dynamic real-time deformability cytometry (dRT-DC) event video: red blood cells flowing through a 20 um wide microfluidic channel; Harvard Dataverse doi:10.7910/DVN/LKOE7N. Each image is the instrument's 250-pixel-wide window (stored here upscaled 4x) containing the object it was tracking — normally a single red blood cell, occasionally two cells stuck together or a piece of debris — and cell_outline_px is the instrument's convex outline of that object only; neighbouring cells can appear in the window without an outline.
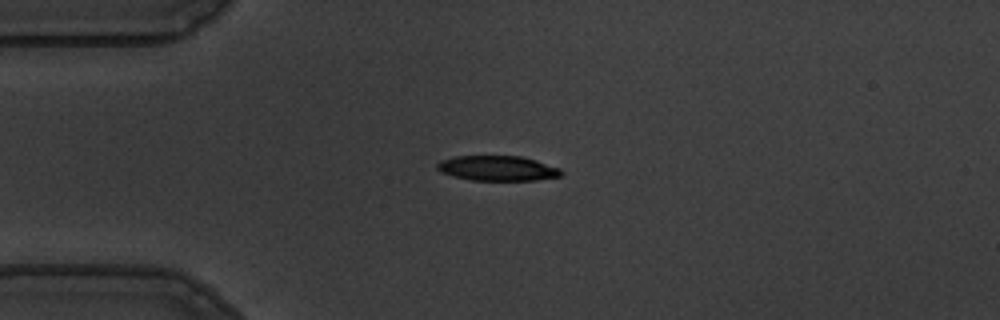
{"species": "common noctule bat (a hibernating species)", "species_latin": "Nyctalus noctula", "temperature_condition": "warm", "stored_images_in_passage": 42, "camera_frame_rate_fps": 3000, "um_per_image_px": 0.085, "animal": {"sex": "male", "body_mass_g": 19.5, "forearm_length_mm": 54.6}, "frame": {"image": 1, "passage_image": 1, "time_ms": 0.0, "image_size_px": [1000, 320], "cell_outline_px": [[564, 172], [560, 176], [536, 180], [472, 180], [452, 176], [440, 172], [436, 168], [436, 164], [440, 160], [456, 156], [520, 156], [536, 160], [560, 168]], "centroid_in_image_um": [42.27, 14.3], "position_along_channel_um": 42.7, "area_um2": 18.15}}
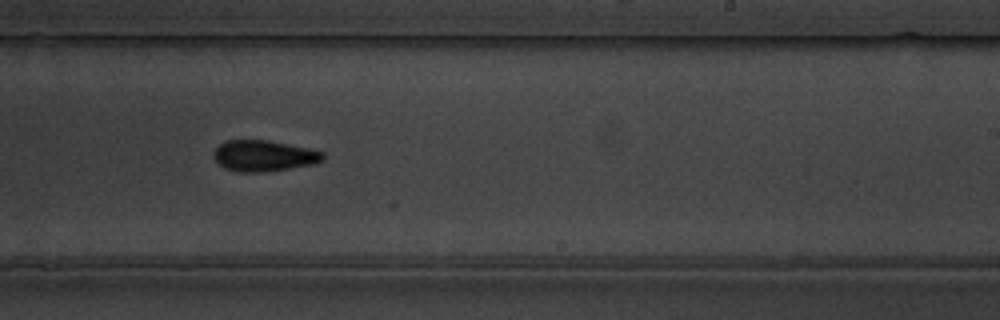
{"frame": {"image": 2, "passage_image": 21, "time_ms": 6.667, "image_size_px": [1000, 320], "cell_outline_px": [[324, 160], [312, 164], [264, 172], [236, 172], [224, 168], [212, 156], [212, 152], [224, 140], [268, 140], [308, 148], [324, 152]], "centroid_in_image_um": [22.39, 13.24], "position_along_channel_um": 266.6, "area_um2": 19.77}}
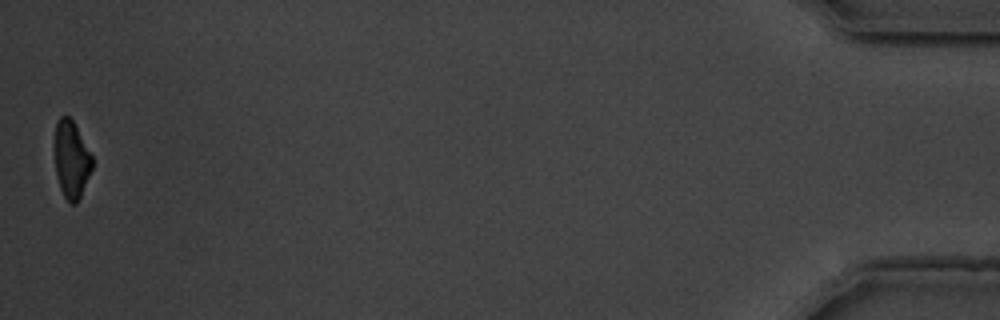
{"frame": {"image": 3, "passage_image": 42, "time_ms": 13.667, "image_size_px": [1000, 320], "cell_outline_px": [[92, 168], [80, 196], [76, 204], [72, 204], [64, 196], [60, 188], [56, 176], [52, 144], [56, 120], [60, 116], [68, 116], [72, 120], [92, 156]], "centroid_in_image_um": [6.0, 13.52], "position_along_channel_um": 429.2, "area_um2": 17.17}, "authors_computed_cell_mechanics": {"area_um2": 19.4208, "velocity_mm_per_s": 3.6721, "shape_relaxation_time_tau1_ms": 3.766, "shape_relaxation_time_tau2_ms": 4.115, "deformation_change_tau1": 0.1672, "deformation_change_tau2": 0.125}}